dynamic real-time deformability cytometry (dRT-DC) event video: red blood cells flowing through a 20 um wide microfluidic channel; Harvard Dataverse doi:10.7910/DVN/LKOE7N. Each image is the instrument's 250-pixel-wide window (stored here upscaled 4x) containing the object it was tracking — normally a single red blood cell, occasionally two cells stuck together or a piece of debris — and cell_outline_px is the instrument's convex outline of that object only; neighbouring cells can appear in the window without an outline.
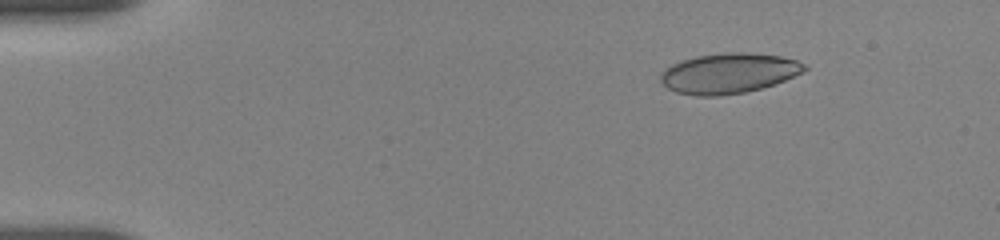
{"species": "human", "species_latin": "Homo sapiens", "temperature_condition": "room temperature", "stored_images_in_passage": 38, "camera_frame_rate_fps": 3000, "um_per_image_px": 0.085, "donor": {"sex": "female"}, "frame": {"image": 1, "passage_image": 5, "time_ms": 2.0, "image_size_px": [1000, 240], "cell_outline_px": [[808, 68], [804, 72], [784, 80], [760, 88], [744, 92], [720, 96], [696, 96], [676, 92], [668, 88], [660, 80], [660, 72], [664, 68], [680, 60], [696, 56], [728, 52], [744, 52], [780, 56], [796, 60], [808, 64]], "centroid_in_image_um": [61.93, 6.22], "position_along_channel_um": 23.1, "area_um2": 33.81}}
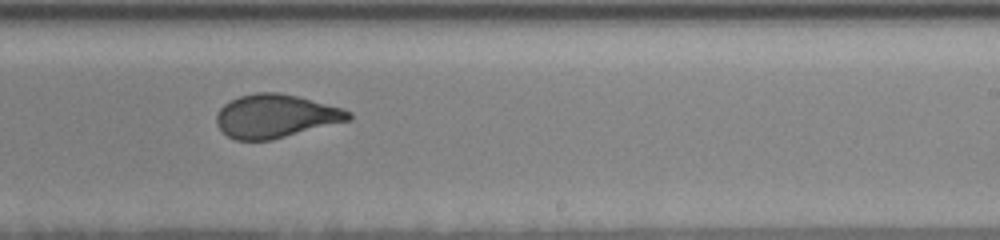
{"frame": {"image": 2, "passage_image": 22, "time_ms": 11.0, "image_size_px": [1000, 240], "cell_outline_px": [[352, 120], [272, 140], [236, 140], [228, 136], [216, 124], [216, 116], [220, 108], [224, 104], [240, 96], [256, 92], [276, 92], [296, 96], [344, 108], [352, 112]], "centroid_in_image_um": [23.46, 9.87], "position_along_channel_um": 265.5, "area_um2": 33.47}}
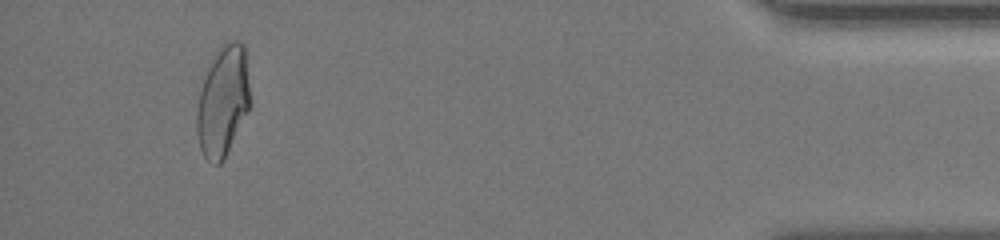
{"frame": {"image": 3, "passage_image": 37, "time_ms": 16.667, "image_size_px": [1000, 240], "cell_outline_px": [[252, 104], [224, 160], [220, 164], [212, 164], [204, 156], [200, 148], [196, 132], [196, 112], [204, 68], [224, 40], [240, 40], [244, 44]], "centroid_in_image_um": [18.94, 8.55], "position_along_channel_um": 416.3, "area_um2": 35.43}, "authors_computed_cell_mechanics": {"area_um2": 33.7841, "velocity_mm_per_s": 3.6814, "shape_relaxation_time_tau1_ms": 6.575, "shape_relaxation_time_tau2_ms": 0.6794, "deformation_change_tau1": 0.1886, "deformation_change_tau2": 0.0468}}